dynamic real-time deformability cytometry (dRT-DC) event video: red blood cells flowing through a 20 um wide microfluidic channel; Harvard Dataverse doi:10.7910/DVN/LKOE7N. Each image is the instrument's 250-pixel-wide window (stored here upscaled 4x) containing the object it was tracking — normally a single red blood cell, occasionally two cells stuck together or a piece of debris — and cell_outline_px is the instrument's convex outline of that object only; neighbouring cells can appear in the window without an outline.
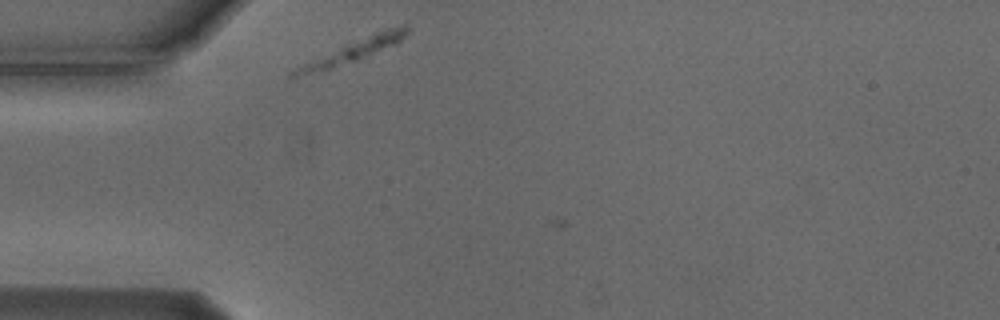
{"species": "Egyptian fruit bat (a non-hibernating species)", "species_latin": "Rousettus aegyptiacus", "temperature_condition": "cold", "stored_images_in_passage": 2, "camera_frame_rate_fps": 3000, "um_per_image_px": 0.085, "animal": {"sex": "male"}, "frame": {"image": 1, "passage_image": 1, "time_ms": 0.0, "image_size_px": [1000, 320], "cell_outline_px": [[408, 32], [396, 44], [352, 60], [328, 68], [296, 76], [288, 76], [288, 72], [344, 44], [376, 32], [388, 28], [404, 24], [408, 28]], "centroid_in_image_um": [30.07, 4.26], "position_along_channel_um": 54.9, "area_um2": 13.35}}